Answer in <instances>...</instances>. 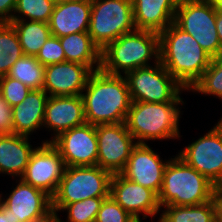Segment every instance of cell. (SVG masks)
<instances>
[{
    "label": "cell",
    "instance_id": "obj_1",
    "mask_svg": "<svg viewBox=\"0 0 222 222\" xmlns=\"http://www.w3.org/2000/svg\"><path fill=\"white\" fill-rule=\"evenodd\" d=\"M83 92L87 123L96 126L125 122L132 100L123 75L93 71Z\"/></svg>",
    "mask_w": 222,
    "mask_h": 222
},
{
    "label": "cell",
    "instance_id": "obj_2",
    "mask_svg": "<svg viewBox=\"0 0 222 222\" xmlns=\"http://www.w3.org/2000/svg\"><path fill=\"white\" fill-rule=\"evenodd\" d=\"M212 57L174 22L159 34V62L186 89L201 78Z\"/></svg>",
    "mask_w": 222,
    "mask_h": 222
},
{
    "label": "cell",
    "instance_id": "obj_3",
    "mask_svg": "<svg viewBox=\"0 0 222 222\" xmlns=\"http://www.w3.org/2000/svg\"><path fill=\"white\" fill-rule=\"evenodd\" d=\"M215 188L212 182L176 154L165 168L158 201L161 209L164 206L199 205L212 200Z\"/></svg>",
    "mask_w": 222,
    "mask_h": 222
},
{
    "label": "cell",
    "instance_id": "obj_4",
    "mask_svg": "<svg viewBox=\"0 0 222 222\" xmlns=\"http://www.w3.org/2000/svg\"><path fill=\"white\" fill-rule=\"evenodd\" d=\"M152 58L159 60V34L136 29L112 41L101 51L100 69L111 75H125L150 66Z\"/></svg>",
    "mask_w": 222,
    "mask_h": 222
},
{
    "label": "cell",
    "instance_id": "obj_5",
    "mask_svg": "<svg viewBox=\"0 0 222 222\" xmlns=\"http://www.w3.org/2000/svg\"><path fill=\"white\" fill-rule=\"evenodd\" d=\"M184 102L148 103L133 102L127 113L125 124L136 143L148 140L179 139L178 105Z\"/></svg>",
    "mask_w": 222,
    "mask_h": 222
},
{
    "label": "cell",
    "instance_id": "obj_6",
    "mask_svg": "<svg viewBox=\"0 0 222 222\" xmlns=\"http://www.w3.org/2000/svg\"><path fill=\"white\" fill-rule=\"evenodd\" d=\"M113 174L101 167H65L55 194L52 196V210L58 215L65 205L92 197L110 196Z\"/></svg>",
    "mask_w": 222,
    "mask_h": 222
},
{
    "label": "cell",
    "instance_id": "obj_7",
    "mask_svg": "<svg viewBox=\"0 0 222 222\" xmlns=\"http://www.w3.org/2000/svg\"><path fill=\"white\" fill-rule=\"evenodd\" d=\"M129 71L126 78L133 102L167 103L184 102L179 96L186 89L159 62Z\"/></svg>",
    "mask_w": 222,
    "mask_h": 222
},
{
    "label": "cell",
    "instance_id": "obj_8",
    "mask_svg": "<svg viewBox=\"0 0 222 222\" xmlns=\"http://www.w3.org/2000/svg\"><path fill=\"white\" fill-rule=\"evenodd\" d=\"M134 30L132 0H92L88 34L101 51Z\"/></svg>",
    "mask_w": 222,
    "mask_h": 222
},
{
    "label": "cell",
    "instance_id": "obj_9",
    "mask_svg": "<svg viewBox=\"0 0 222 222\" xmlns=\"http://www.w3.org/2000/svg\"><path fill=\"white\" fill-rule=\"evenodd\" d=\"M174 23L190 34L212 58L222 55L216 30V7L208 0L179 2Z\"/></svg>",
    "mask_w": 222,
    "mask_h": 222
},
{
    "label": "cell",
    "instance_id": "obj_10",
    "mask_svg": "<svg viewBox=\"0 0 222 222\" xmlns=\"http://www.w3.org/2000/svg\"><path fill=\"white\" fill-rule=\"evenodd\" d=\"M216 187L222 183V122L187 145L178 155Z\"/></svg>",
    "mask_w": 222,
    "mask_h": 222
},
{
    "label": "cell",
    "instance_id": "obj_11",
    "mask_svg": "<svg viewBox=\"0 0 222 222\" xmlns=\"http://www.w3.org/2000/svg\"><path fill=\"white\" fill-rule=\"evenodd\" d=\"M98 141L97 166L112 174L121 173L132 148L137 144L125 122L96 125Z\"/></svg>",
    "mask_w": 222,
    "mask_h": 222
},
{
    "label": "cell",
    "instance_id": "obj_12",
    "mask_svg": "<svg viewBox=\"0 0 222 222\" xmlns=\"http://www.w3.org/2000/svg\"><path fill=\"white\" fill-rule=\"evenodd\" d=\"M65 167L58 149L51 142H43L42 146L36 147L31 154L20 179L52 197L58 188Z\"/></svg>",
    "mask_w": 222,
    "mask_h": 222
},
{
    "label": "cell",
    "instance_id": "obj_13",
    "mask_svg": "<svg viewBox=\"0 0 222 222\" xmlns=\"http://www.w3.org/2000/svg\"><path fill=\"white\" fill-rule=\"evenodd\" d=\"M1 195L0 201L10 210L13 222H45L54 216L52 197L22 179L6 200Z\"/></svg>",
    "mask_w": 222,
    "mask_h": 222
},
{
    "label": "cell",
    "instance_id": "obj_14",
    "mask_svg": "<svg viewBox=\"0 0 222 222\" xmlns=\"http://www.w3.org/2000/svg\"><path fill=\"white\" fill-rule=\"evenodd\" d=\"M60 152L66 167L97 164L96 126L84 123L61 133L51 142Z\"/></svg>",
    "mask_w": 222,
    "mask_h": 222
},
{
    "label": "cell",
    "instance_id": "obj_15",
    "mask_svg": "<svg viewBox=\"0 0 222 222\" xmlns=\"http://www.w3.org/2000/svg\"><path fill=\"white\" fill-rule=\"evenodd\" d=\"M110 196L136 220L140 219V213L145 219L154 217L161 210L154 191L128 180L121 173L112 176Z\"/></svg>",
    "mask_w": 222,
    "mask_h": 222
},
{
    "label": "cell",
    "instance_id": "obj_16",
    "mask_svg": "<svg viewBox=\"0 0 222 222\" xmlns=\"http://www.w3.org/2000/svg\"><path fill=\"white\" fill-rule=\"evenodd\" d=\"M168 162L169 160L163 161L148 144L137 143L132 148L126 167L121 174L128 180L159 195Z\"/></svg>",
    "mask_w": 222,
    "mask_h": 222
},
{
    "label": "cell",
    "instance_id": "obj_17",
    "mask_svg": "<svg viewBox=\"0 0 222 222\" xmlns=\"http://www.w3.org/2000/svg\"><path fill=\"white\" fill-rule=\"evenodd\" d=\"M92 72L86 65L68 61L46 66L43 90L49 96L81 95Z\"/></svg>",
    "mask_w": 222,
    "mask_h": 222
},
{
    "label": "cell",
    "instance_id": "obj_18",
    "mask_svg": "<svg viewBox=\"0 0 222 222\" xmlns=\"http://www.w3.org/2000/svg\"><path fill=\"white\" fill-rule=\"evenodd\" d=\"M86 123L84 104L81 95L49 96L43 120V126L54 131L52 142L61 133Z\"/></svg>",
    "mask_w": 222,
    "mask_h": 222
},
{
    "label": "cell",
    "instance_id": "obj_19",
    "mask_svg": "<svg viewBox=\"0 0 222 222\" xmlns=\"http://www.w3.org/2000/svg\"><path fill=\"white\" fill-rule=\"evenodd\" d=\"M92 0H75L55 4L48 22L51 35L58 38L88 32Z\"/></svg>",
    "mask_w": 222,
    "mask_h": 222
},
{
    "label": "cell",
    "instance_id": "obj_20",
    "mask_svg": "<svg viewBox=\"0 0 222 222\" xmlns=\"http://www.w3.org/2000/svg\"><path fill=\"white\" fill-rule=\"evenodd\" d=\"M178 0H132L136 29L160 34L174 22Z\"/></svg>",
    "mask_w": 222,
    "mask_h": 222
},
{
    "label": "cell",
    "instance_id": "obj_21",
    "mask_svg": "<svg viewBox=\"0 0 222 222\" xmlns=\"http://www.w3.org/2000/svg\"><path fill=\"white\" fill-rule=\"evenodd\" d=\"M49 95L43 90H31L26 98L12 107L14 134L29 136L43 127Z\"/></svg>",
    "mask_w": 222,
    "mask_h": 222
},
{
    "label": "cell",
    "instance_id": "obj_22",
    "mask_svg": "<svg viewBox=\"0 0 222 222\" xmlns=\"http://www.w3.org/2000/svg\"><path fill=\"white\" fill-rule=\"evenodd\" d=\"M29 136L8 134L0 135V174L22 177L31 154Z\"/></svg>",
    "mask_w": 222,
    "mask_h": 222
},
{
    "label": "cell",
    "instance_id": "obj_23",
    "mask_svg": "<svg viewBox=\"0 0 222 222\" xmlns=\"http://www.w3.org/2000/svg\"><path fill=\"white\" fill-rule=\"evenodd\" d=\"M66 61L88 66L92 71L101 67V50L93 43L88 32L60 37Z\"/></svg>",
    "mask_w": 222,
    "mask_h": 222
},
{
    "label": "cell",
    "instance_id": "obj_24",
    "mask_svg": "<svg viewBox=\"0 0 222 222\" xmlns=\"http://www.w3.org/2000/svg\"><path fill=\"white\" fill-rule=\"evenodd\" d=\"M10 24L16 30L24 55L35 56L50 37L48 23L26 20H12Z\"/></svg>",
    "mask_w": 222,
    "mask_h": 222
},
{
    "label": "cell",
    "instance_id": "obj_25",
    "mask_svg": "<svg viewBox=\"0 0 222 222\" xmlns=\"http://www.w3.org/2000/svg\"><path fill=\"white\" fill-rule=\"evenodd\" d=\"M159 222H216L213 200L194 206H164Z\"/></svg>",
    "mask_w": 222,
    "mask_h": 222
},
{
    "label": "cell",
    "instance_id": "obj_26",
    "mask_svg": "<svg viewBox=\"0 0 222 222\" xmlns=\"http://www.w3.org/2000/svg\"><path fill=\"white\" fill-rule=\"evenodd\" d=\"M45 66L35 56L23 55L10 68L7 76L19 80L31 90L43 89Z\"/></svg>",
    "mask_w": 222,
    "mask_h": 222
},
{
    "label": "cell",
    "instance_id": "obj_27",
    "mask_svg": "<svg viewBox=\"0 0 222 222\" xmlns=\"http://www.w3.org/2000/svg\"><path fill=\"white\" fill-rule=\"evenodd\" d=\"M23 55L14 27L10 23H0V77L7 75L10 68Z\"/></svg>",
    "mask_w": 222,
    "mask_h": 222
},
{
    "label": "cell",
    "instance_id": "obj_28",
    "mask_svg": "<svg viewBox=\"0 0 222 222\" xmlns=\"http://www.w3.org/2000/svg\"><path fill=\"white\" fill-rule=\"evenodd\" d=\"M54 6V0H17L12 20L48 23Z\"/></svg>",
    "mask_w": 222,
    "mask_h": 222
},
{
    "label": "cell",
    "instance_id": "obj_29",
    "mask_svg": "<svg viewBox=\"0 0 222 222\" xmlns=\"http://www.w3.org/2000/svg\"><path fill=\"white\" fill-rule=\"evenodd\" d=\"M214 95L222 100V55L211 59L209 67L190 91Z\"/></svg>",
    "mask_w": 222,
    "mask_h": 222
},
{
    "label": "cell",
    "instance_id": "obj_30",
    "mask_svg": "<svg viewBox=\"0 0 222 222\" xmlns=\"http://www.w3.org/2000/svg\"><path fill=\"white\" fill-rule=\"evenodd\" d=\"M107 197H92L65 205L60 211H66V222H95L103 200ZM59 222L62 221L56 216Z\"/></svg>",
    "mask_w": 222,
    "mask_h": 222
},
{
    "label": "cell",
    "instance_id": "obj_31",
    "mask_svg": "<svg viewBox=\"0 0 222 222\" xmlns=\"http://www.w3.org/2000/svg\"><path fill=\"white\" fill-rule=\"evenodd\" d=\"M31 89L19 80L7 75L0 77V95L11 106L21 103Z\"/></svg>",
    "mask_w": 222,
    "mask_h": 222
},
{
    "label": "cell",
    "instance_id": "obj_32",
    "mask_svg": "<svg viewBox=\"0 0 222 222\" xmlns=\"http://www.w3.org/2000/svg\"><path fill=\"white\" fill-rule=\"evenodd\" d=\"M135 220L111 196H108L103 200L95 222H134Z\"/></svg>",
    "mask_w": 222,
    "mask_h": 222
},
{
    "label": "cell",
    "instance_id": "obj_33",
    "mask_svg": "<svg viewBox=\"0 0 222 222\" xmlns=\"http://www.w3.org/2000/svg\"><path fill=\"white\" fill-rule=\"evenodd\" d=\"M36 59L45 67L52 64L65 62L66 57L63 47L61 46L60 39L56 36L50 35V37L40 48V51L36 55Z\"/></svg>",
    "mask_w": 222,
    "mask_h": 222
},
{
    "label": "cell",
    "instance_id": "obj_34",
    "mask_svg": "<svg viewBox=\"0 0 222 222\" xmlns=\"http://www.w3.org/2000/svg\"><path fill=\"white\" fill-rule=\"evenodd\" d=\"M14 134L12 107L0 95V135Z\"/></svg>",
    "mask_w": 222,
    "mask_h": 222
},
{
    "label": "cell",
    "instance_id": "obj_35",
    "mask_svg": "<svg viewBox=\"0 0 222 222\" xmlns=\"http://www.w3.org/2000/svg\"><path fill=\"white\" fill-rule=\"evenodd\" d=\"M17 0H0V23H10Z\"/></svg>",
    "mask_w": 222,
    "mask_h": 222
},
{
    "label": "cell",
    "instance_id": "obj_36",
    "mask_svg": "<svg viewBox=\"0 0 222 222\" xmlns=\"http://www.w3.org/2000/svg\"><path fill=\"white\" fill-rule=\"evenodd\" d=\"M216 222H222V189L216 187L213 193Z\"/></svg>",
    "mask_w": 222,
    "mask_h": 222
},
{
    "label": "cell",
    "instance_id": "obj_37",
    "mask_svg": "<svg viewBox=\"0 0 222 222\" xmlns=\"http://www.w3.org/2000/svg\"><path fill=\"white\" fill-rule=\"evenodd\" d=\"M216 30L222 46V8H216Z\"/></svg>",
    "mask_w": 222,
    "mask_h": 222
},
{
    "label": "cell",
    "instance_id": "obj_38",
    "mask_svg": "<svg viewBox=\"0 0 222 222\" xmlns=\"http://www.w3.org/2000/svg\"><path fill=\"white\" fill-rule=\"evenodd\" d=\"M0 222H13L10 210L0 201Z\"/></svg>",
    "mask_w": 222,
    "mask_h": 222
},
{
    "label": "cell",
    "instance_id": "obj_39",
    "mask_svg": "<svg viewBox=\"0 0 222 222\" xmlns=\"http://www.w3.org/2000/svg\"><path fill=\"white\" fill-rule=\"evenodd\" d=\"M212 3L216 8H222V0H208Z\"/></svg>",
    "mask_w": 222,
    "mask_h": 222
},
{
    "label": "cell",
    "instance_id": "obj_40",
    "mask_svg": "<svg viewBox=\"0 0 222 222\" xmlns=\"http://www.w3.org/2000/svg\"><path fill=\"white\" fill-rule=\"evenodd\" d=\"M45 222H59L58 218L56 217V215H54L53 217H51L50 219L46 220Z\"/></svg>",
    "mask_w": 222,
    "mask_h": 222
},
{
    "label": "cell",
    "instance_id": "obj_41",
    "mask_svg": "<svg viewBox=\"0 0 222 222\" xmlns=\"http://www.w3.org/2000/svg\"><path fill=\"white\" fill-rule=\"evenodd\" d=\"M70 1H75V0H54V3L59 4V3H65V2H70Z\"/></svg>",
    "mask_w": 222,
    "mask_h": 222
},
{
    "label": "cell",
    "instance_id": "obj_42",
    "mask_svg": "<svg viewBox=\"0 0 222 222\" xmlns=\"http://www.w3.org/2000/svg\"><path fill=\"white\" fill-rule=\"evenodd\" d=\"M141 220H142V219H139V220H135L134 222H141Z\"/></svg>",
    "mask_w": 222,
    "mask_h": 222
}]
</instances>
